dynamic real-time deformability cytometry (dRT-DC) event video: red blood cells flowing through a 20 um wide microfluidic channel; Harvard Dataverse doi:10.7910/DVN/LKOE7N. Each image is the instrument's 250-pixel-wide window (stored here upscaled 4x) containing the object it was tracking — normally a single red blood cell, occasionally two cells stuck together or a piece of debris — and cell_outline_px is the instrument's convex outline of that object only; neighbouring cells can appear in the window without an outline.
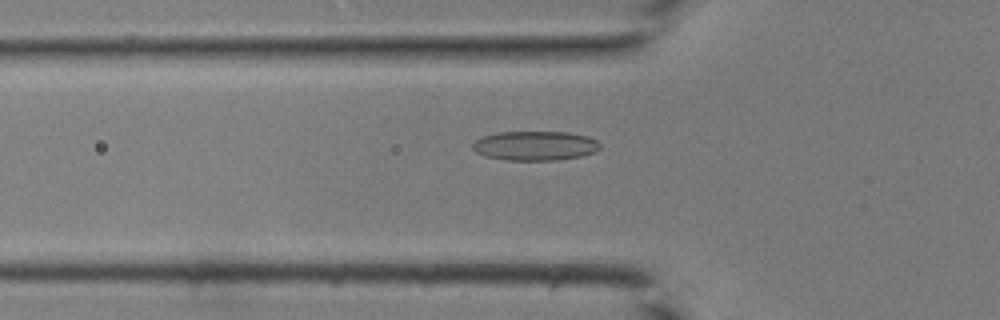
{"species": "common noctule bat (a hibernating species)", "species_latin": "Nyctalus noctula", "temperature_condition": "room temperature", "stored_images_in_passage": 42, "camera_frame_rate_fps": 3000, "um_per_image_px": 0.085, "animal": {"sex": "male", "body_mass_g": 19.0, "forearm_length_mm": 50.8}, "frame": {"image": 1, "passage_image": 15, "time_ms": 4.667, "image_size_px": [1000, 320], "cell_outline_px": [[600, 148], [596, 152], [580, 156], [556, 160], [504, 160], [484, 156], [476, 152], [472, 148], [472, 144], [480, 136], [496, 132], [568, 132], [588, 136], [596, 140], [600, 144]], "centroid_in_image_um": [45.45, 12.38], "position_along_channel_um": 80.3, "area_um2": 22.02}}
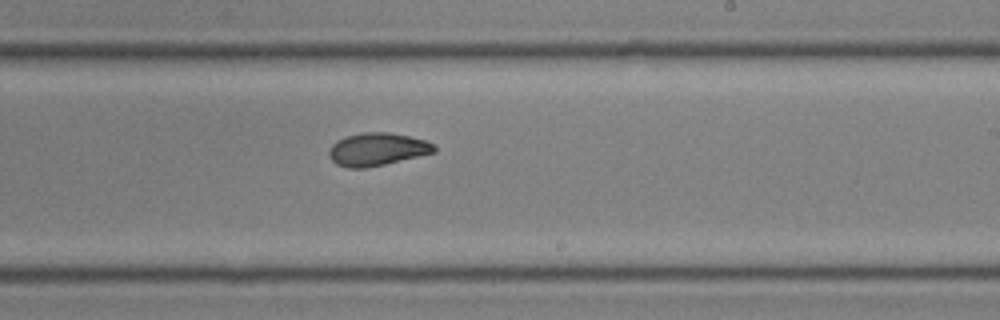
{"frame": {"image": 2, "passage_image": 26, "time_ms": 8.333, "image_size_px": [1000, 320], "cell_outline_px": [[436, 152], [384, 164], [364, 168], [348, 168], [336, 164], [328, 156], [328, 152], [332, 144], [336, 140], [344, 136], [360, 132], [388, 132], [408, 136], [424, 140], [436, 144]], "centroid_in_image_um": [32.03, 12.68], "position_along_channel_um": 257.0, "area_um2": 20.23}}
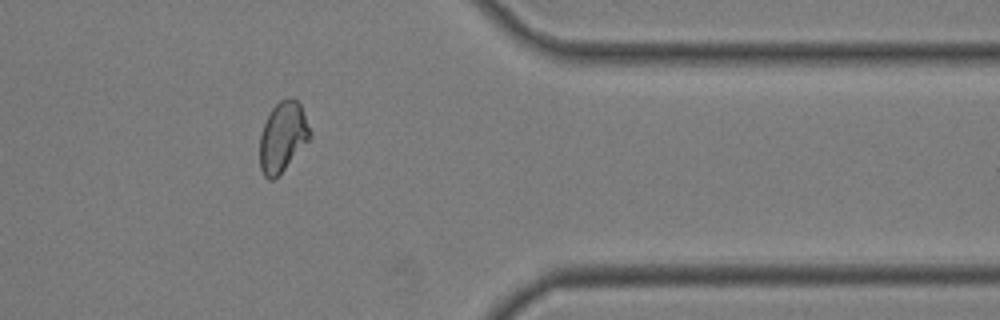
{"frame": {"image": 3, "passage_image": 35, "time_ms": 11.333, "image_size_px": [1000, 320], "cell_outline_px": [[312, 136], [284, 168], [272, 180], [268, 180], [264, 176], [260, 168], [260, 136], [264, 124], [272, 108], [280, 100], [296, 100], [300, 104], [312, 132]], "centroid_in_image_um": [24.03, 11.64], "position_along_channel_um": 387.4, "area_um2": 19.94}}